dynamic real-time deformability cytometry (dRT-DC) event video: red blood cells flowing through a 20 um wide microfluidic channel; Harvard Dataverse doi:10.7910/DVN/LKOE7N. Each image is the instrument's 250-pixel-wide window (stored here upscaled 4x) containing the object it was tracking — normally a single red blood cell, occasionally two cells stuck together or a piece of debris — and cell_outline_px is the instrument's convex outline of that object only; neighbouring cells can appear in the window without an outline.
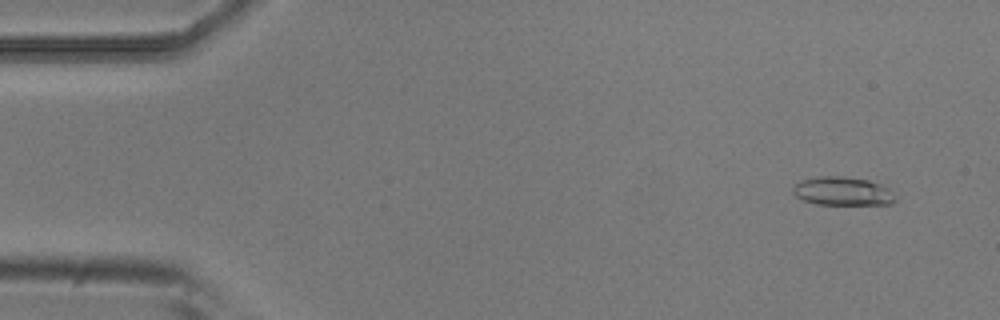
{"species": "common noctule bat (a hibernating species)", "species_latin": "Nyctalus noctula", "temperature_condition": "room temperature", "stored_images_in_passage": 4, "camera_frame_rate_fps": 3000, "um_per_image_px": 0.085, "animal": {"sex": "male", "body_mass_g": 20.5, "forearm_length_mm": 52.5}, "frame": {"image": 1, "passage_image": 1, "time_ms": 0.0, "image_size_px": [1000, 320], "cell_outline_px": [[896, 200], [892, 204], [816, 204], [804, 200], [796, 196], [792, 192], [792, 188], [800, 180], [820, 176], [844, 176], [868, 180], [880, 184], [888, 188]], "centroid_in_image_um": [71.6, 16.24], "position_along_channel_um": 13.4, "area_um2": 16.94}}
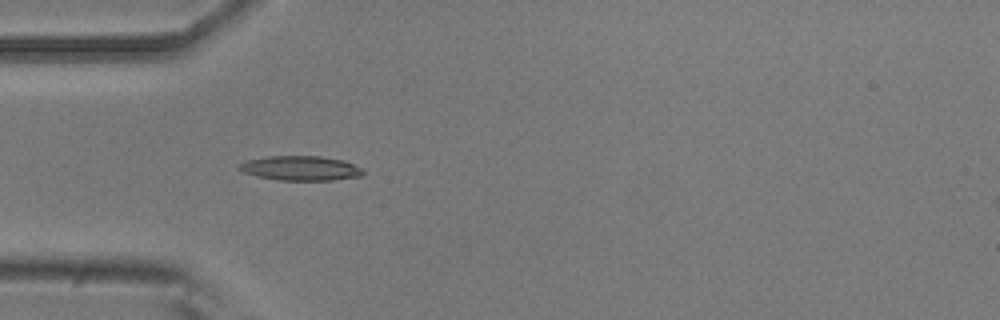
{"frame": {"image": 2, "passage_image": 4, "time_ms": 1.0, "image_size_px": [1000, 320], "cell_outline_px": [[364, 176], [332, 180], [280, 180], [260, 176], [244, 172], [236, 168], [236, 164], [248, 160], [268, 156], [320, 156], [344, 160], [364, 168]], "centroid_in_image_um": [25.6, 14.29], "position_along_channel_um": 59.4, "area_um2": 17.86}}